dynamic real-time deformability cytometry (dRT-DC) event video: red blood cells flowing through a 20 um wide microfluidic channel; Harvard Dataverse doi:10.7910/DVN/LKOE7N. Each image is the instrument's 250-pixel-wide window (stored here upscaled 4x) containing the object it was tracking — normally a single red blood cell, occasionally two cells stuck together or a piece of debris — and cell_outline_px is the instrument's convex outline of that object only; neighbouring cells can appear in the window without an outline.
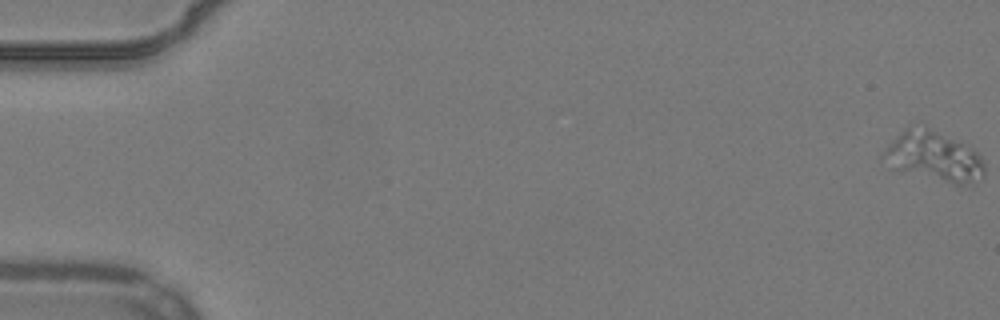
{"species": "common noctule bat (a hibernating species)", "species_latin": "Nyctalus noctula", "temperature_condition": "warm", "stored_images_in_passage": 57, "camera_frame_rate_fps": 3000, "um_per_image_px": 0.085, "animal": {"sex": "male", "body_mass_g": 19.2, "forearm_length_mm": 51.8}, "frame": {"image": 1, "passage_image": 1, "time_ms": 0.0, "image_size_px": [1000, 320], "cell_outline_px": [[984, 176], [964, 184], [956, 184], [888, 168], [880, 156], [888, 144], [892, 140], [908, 128], [928, 128], [964, 144], [976, 152], [980, 156], [984, 164]], "centroid_in_image_um": [79.32, 13.33], "position_along_channel_um": 5.7, "area_um2": 28.44}}
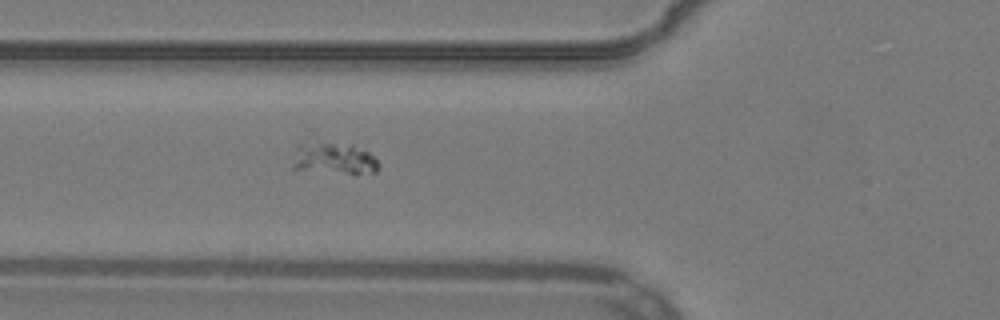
{"frame": {"image": 2, "passage_image": 22, "time_ms": 7.0, "image_size_px": [1000, 320], "cell_outline_px": [[380, 168], [376, 172], [356, 176], [292, 168], [292, 164], [296, 144], [312, 128], [352, 144], [368, 152], [380, 164]], "centroid_in_image_um": [28.23, 13.24], "position_along_channel_um": 97.6, "area_um2": 19.31}}
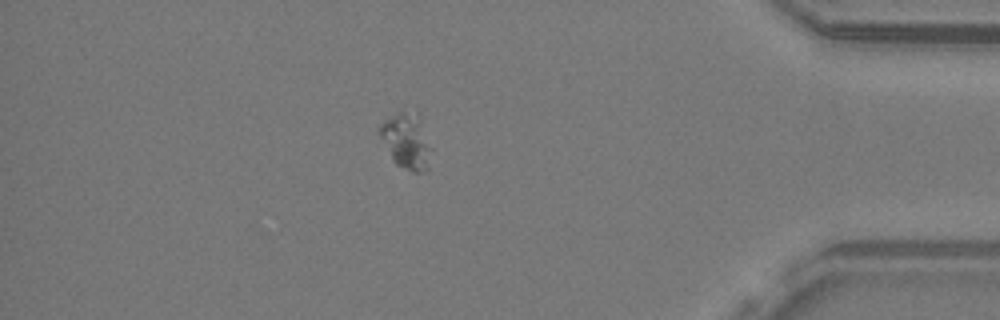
{"frame": {"image": 3, "passage_image": 49, "time_ms": 16.0, "image_size_px": [1000, 320], "cell_outline_px": [[432, 148], [428, 172], [412, 172], [396, 164], [392, 160], [380, 136], [380, 124], [392, 116], [400, 112], [404, 112], [416, 124]], "centroid_in_image_um": [34.51, 12.18], "position_along_channel_um": 400.7, "area_um2": 15.26}}